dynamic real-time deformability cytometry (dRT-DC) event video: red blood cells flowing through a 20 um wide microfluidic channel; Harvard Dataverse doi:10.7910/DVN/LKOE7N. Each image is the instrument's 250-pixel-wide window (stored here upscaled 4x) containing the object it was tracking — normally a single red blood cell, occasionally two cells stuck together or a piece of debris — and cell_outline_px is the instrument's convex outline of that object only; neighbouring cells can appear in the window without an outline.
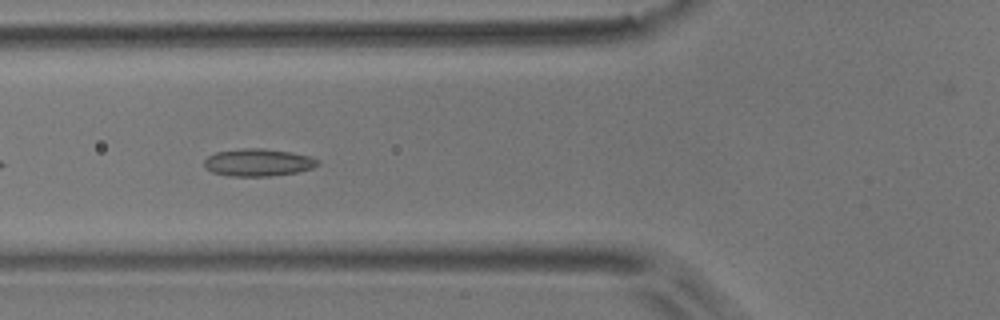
{"species": "common noctule bat (a hibernating species)", "species_latin": "Nyctalus noctula", "temperature_condition": "room temperature", "stored_images_in_passage": 8, "camera_frame_rate_fps": 3000, "um_per_image_px": 0.085, "animal": {"sex": "male", "body_mass_g": 17.9}, "frame": {"image": 1, "passage_image": 6, "time_ms": 1.667, "image_size_px": [1000, 320], "cell_outline_px": [[320, 164], [312, 168], [296, 172], [268, 176], [228, 176], [212, 172], [204, 164], [204, 160], [208, 156], [216, 152], [244, 148], [264, 148], [292, 152], [312, 156], [320, 160]], "centroid_in_image_um": [21.98, 13.8], "position_along_channel_um": 103.8, "area_um2": 18.21}}